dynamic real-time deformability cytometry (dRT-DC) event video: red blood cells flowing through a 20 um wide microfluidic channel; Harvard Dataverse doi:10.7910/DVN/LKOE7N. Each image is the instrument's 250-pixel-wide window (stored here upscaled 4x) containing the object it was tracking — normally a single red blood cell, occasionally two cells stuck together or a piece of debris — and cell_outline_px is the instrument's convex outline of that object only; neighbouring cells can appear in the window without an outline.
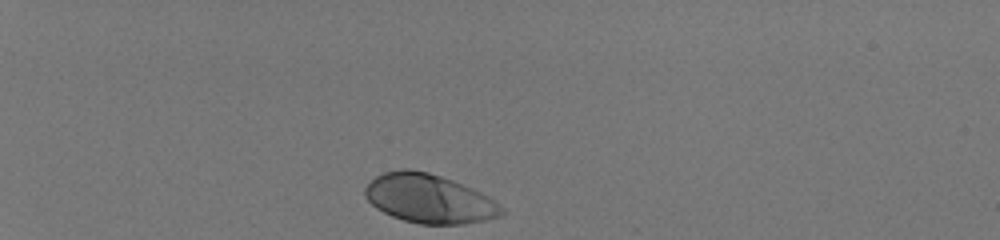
{"species": "human", "species_latin": "Homo sapiens", "temperature_condition": "room temperature", "stored_images_in_passage": 33, "camera_frame_rate_fps": 3000, "um_per_image_px": 0.085, "donor": {"sex": "male"}, "frame": {"image": 1, "passage_image": 1, "time_ms": 0.0, "image_size_px": [1000, 240], "cell_outline_px": [[504, 212], [500, 216], [484, 220], [464, 224], [420, 224], [404, 220], [392, 216], [376, 208], [364, 196], [364, 188], [376, 176], [384, 172], [400, 168], [408, 168], [428, 172], [452, 180], [472, 188], [488, 196], [500, 204], [504, 208]], "centroid_in_image_um": [36.47, 16.88], "position_along_channel_um": 48.5, "area_um2": 38.9}}
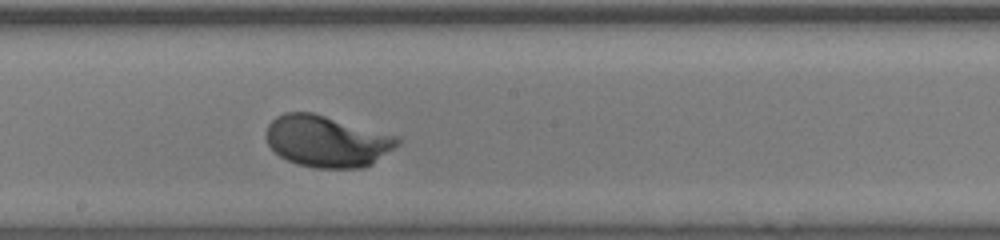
{"frame": {"image": 2, "passage_image": 19, "time_ms": 6.0, "image_size_px": [1000, 240], "cell_outline_px": [[400, 144], [372, 164], [360, 168], [316, 168], [296, 164], [280, 156], [268, 144], [264, 136], [268, 124], [276, 116], [284, 112], [312, 112], [396, 136], [400, 140]], "centroid_in_image_um": [27.75, 12.01], "position_along_channel_um": 220.4, "area_um2": 39.3}}
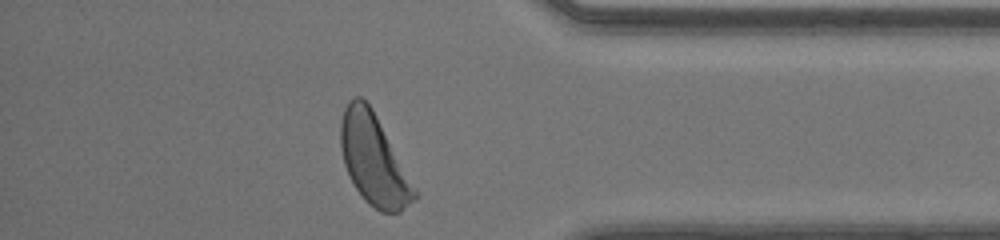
{"frame": {"image": 3, "passage_image": 33, "time_ms": 10.667, "image_size_px": [1000, 240], "cell_outline_px": [[420, 196], [400, 212], [380, 212], [368, 204], [364, 200], [356, 188], [344, 164], [340, 148], [340, 124], [344, 108], [348, 100], [356, 96], [360, 96], [372, 108], [416, 188]], "centroid_in_image_um": [31.77, 13.59], "position_along_channel_um": 403.4, "area_um2": 38.73}, "authors_computed_cell_mechanics": {"area_um2": 38.0902, "velocity_mm_per_s": 4.0833, "shape_relaxation_time_tau1_ms": 1.142, "shape_relaxation_time_tau2_ms": null, "deformation_change_tau1": 0.1346, "deformation_change_tau2": null}}